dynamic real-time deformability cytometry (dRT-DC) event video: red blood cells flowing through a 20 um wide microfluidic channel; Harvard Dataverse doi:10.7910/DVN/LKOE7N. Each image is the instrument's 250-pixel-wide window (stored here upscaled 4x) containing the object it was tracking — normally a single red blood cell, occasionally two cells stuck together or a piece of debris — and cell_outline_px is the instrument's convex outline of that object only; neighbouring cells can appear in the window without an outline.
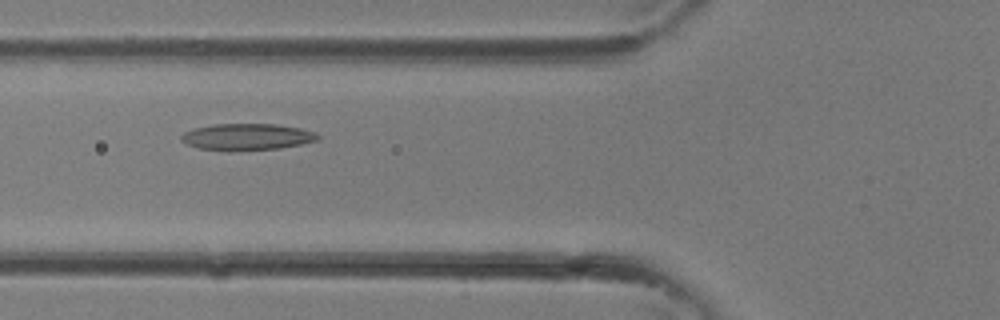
{"species": "common noctule bat (a hibernating species)", "species_latin": "Nyctalus noctula", "temperature_condition": "room temperature", "stored_images_in_passage": 34, "camera_frame_rate_fps": 3000, "um_per_image_px": 0.085, "animal": {"sex": "female"}, "frame": {"image": 1, "passage_image": 13, "time_ms": 4.0, "image_size_px": [1000, 320], "cell_outline_px": [[320, 140], [280, 148], [228, 152], [200, 148], [188, 144], [180, 140], [180, 136], [184, 132], [196, 128], [212, 124], [276, 124], [300, 128], [316, 132], [320, 136]], "centroid_in_image_um": [21.01, 11.64], "position_along_channel_um": 104.8, "area_um2": 21.39}}
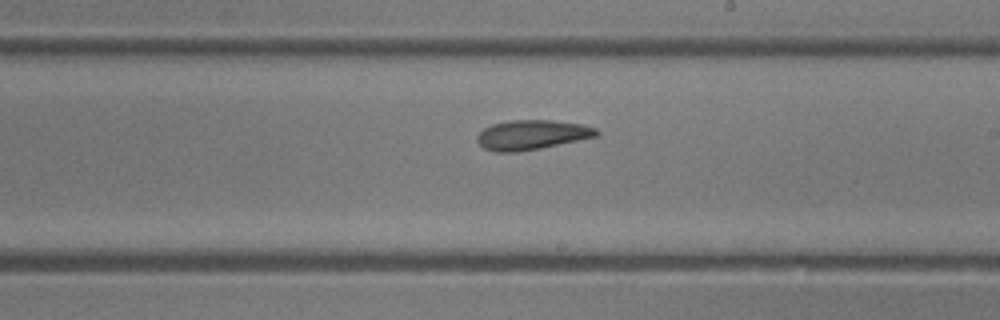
{"frame": {"image": 2, "passage_image": 20, "time_ms": 6.333, "image_size_px": [1000, 320], "cell_outline_px": [[600, 132], [596, 136], [540, 148], [516, 152], [496, 152], [484, 148], [476, 140], [476, 136], [484, 128], [492, 124], [512, 120], [552, 120], [580, 124], [596, 128]], "centroid_in_image_um": [45.17, 11.46], "position_along_channel_um": 243.8, "area_um2": 20.4}}
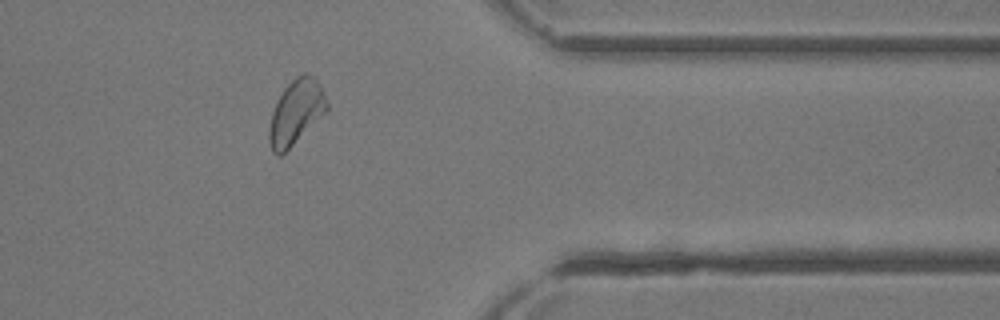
{"frame": {"image": 3, "passage_image": 28, "time_ms": 9.0, "image_size_px": [1000, 320], "cell_outline_px": [[328, 108], [280, 156], [276, 156], [272, 152], [268, 140], [268, 128], [272, 112], [276, 100], [284, 88], [296, 76], [304, 72], [316, 76], [320, 84], [328, 104]], "centroid_in_image_um": [25.12, 9.49], "position_along_channel_um": 386.3, "area_um2": 21.44}}